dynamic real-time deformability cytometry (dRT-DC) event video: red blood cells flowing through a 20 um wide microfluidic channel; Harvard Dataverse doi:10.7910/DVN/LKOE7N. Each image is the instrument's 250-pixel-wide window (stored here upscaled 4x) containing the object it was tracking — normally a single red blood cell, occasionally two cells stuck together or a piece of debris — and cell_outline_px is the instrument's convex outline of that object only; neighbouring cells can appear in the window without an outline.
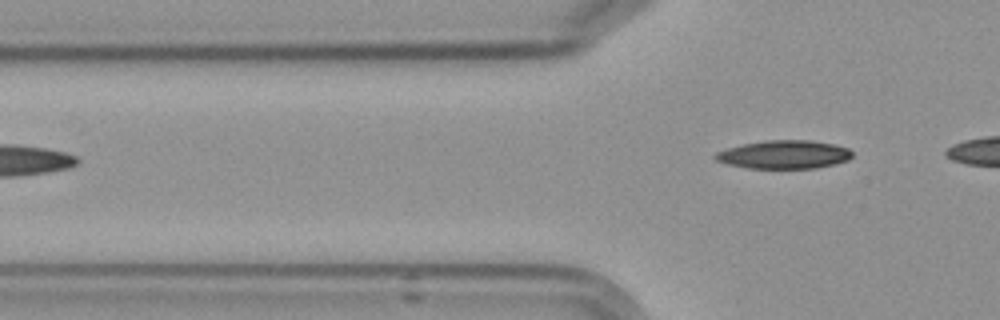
{"species": "Egyptian fruit bat (a non-hibernating species)", "species_latin": "Rousettus aegyptiacus", "temperature_condition": "cold", "stored_images_in_passage": 2, "camera_frame_rate_fps": 3000, "um_per_image_px": 0.085, "frame": {"image": 1, "passage_image": 2, "time_ms": 1.333, "image_size_px": [1000, 320], "cell_outline_px": [[852, 156], [848, 160], [836, 164], [816, 168], [748, 168], [728, 164], [716, 160], [712, 156], [716, 152], [728, 148], [744, 144], [768, 140], [812, 140], [832, 144], [848, 148], [852, 152]], "centroid_in_image_um": [66.66, 13.14], "position_along_channel_um": 59.1, "area_um2": 22.54}}